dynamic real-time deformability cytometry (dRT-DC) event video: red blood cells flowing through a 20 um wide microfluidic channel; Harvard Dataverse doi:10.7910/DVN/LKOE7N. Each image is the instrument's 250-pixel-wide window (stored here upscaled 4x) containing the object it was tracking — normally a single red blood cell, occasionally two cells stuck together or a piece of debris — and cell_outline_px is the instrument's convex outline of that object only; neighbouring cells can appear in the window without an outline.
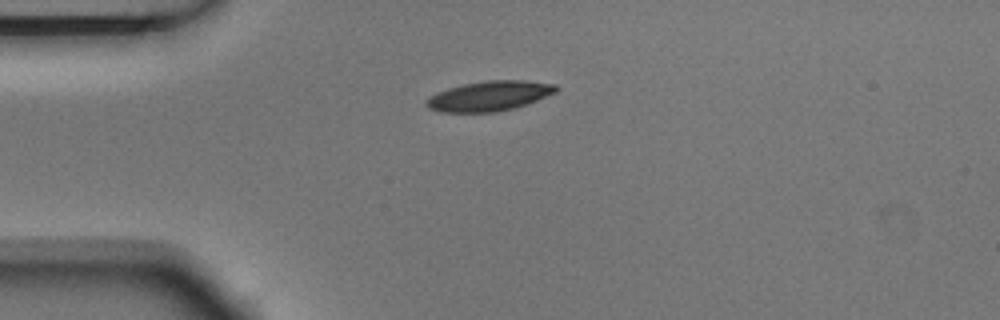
{"species": "Egyptian fruit bat (a non-hibernating species)", "species_latin": "Rousettus aegyptiacus", "temperature_condition": "room temperature", "stored_images_in_passage": 5, "camera_frame_rate_fps": 3000, "um_per_image_px": 0.085, "animal": {"sex": "male"}, "frame": {"image": 1, "passage_image": 1, "time_ms": 0.0, "image_size_px": [1000, 320], "cell_outline_px": [[556, 92], [536, 100], [512, 108], [496, 112], [440, 112], [428, 108], [424, 104], [436, 92], [448, 88], [464, 84], [488, 80], [524, 80], [556, 84]], "centroid_in_image_um": [41.56, 8.15], "position_along_channel_um": 43.4, "area_um2": 22.31}}
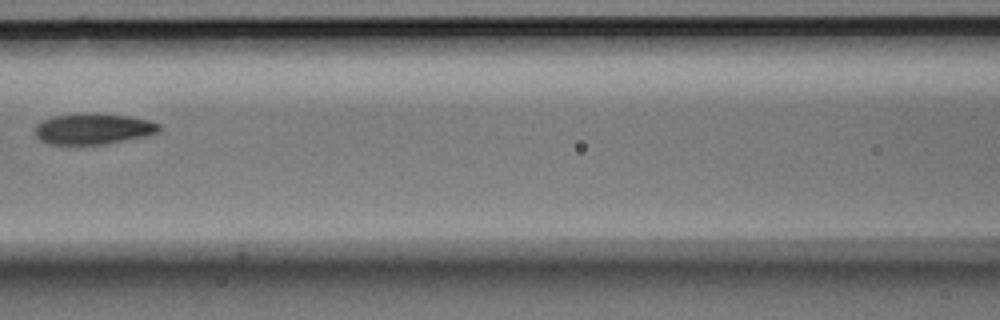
{"frame": {"image": 2, "passage_image": 4, "time_ms": 1.0, "image_size_px": [1000, 320], "cell_outline_px": [[160, 132], [144, 136], [104, 144], [80, 148], [48, 144], [40, 140], [36, 136], [36, 124], [52, 116], [88, 112], [92, 112], [128, 116], [148, 120], [160, 124]], "centroid_in_image_um": [7.87, 10.99], "position_along_channel_um": 158.7, "area_um2": 23.18}}
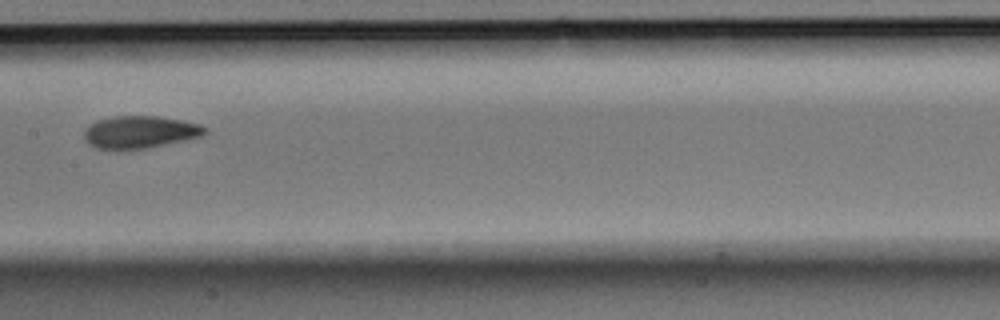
{"frame": {"image": 3, "passage_image": 5, "time_ms": 1.333, "image_size_px": [1000, 320], "cell_outline_px": [[208, 132], [200, 136], [148, 148], [96, 148], [88, 144], [84, 140], [84, 132], [96, 120], [112, 116], [156, 116], [180, 120], [200, 124], [208, 128]], "centroid_in_image_um": [11.9, 11.21], "position_along_channel_um": 195.5, "area_um2": 22.43}}